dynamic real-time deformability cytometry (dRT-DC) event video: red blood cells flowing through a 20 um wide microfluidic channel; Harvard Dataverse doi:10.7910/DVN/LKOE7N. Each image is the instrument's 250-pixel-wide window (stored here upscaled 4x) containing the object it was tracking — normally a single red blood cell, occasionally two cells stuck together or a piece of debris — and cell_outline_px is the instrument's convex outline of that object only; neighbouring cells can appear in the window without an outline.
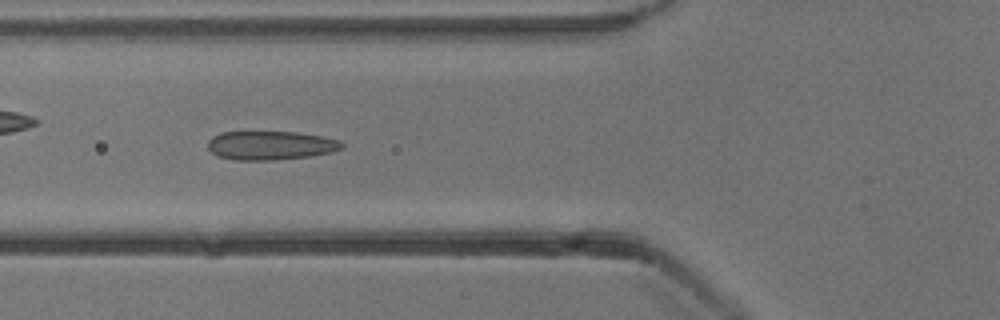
{"species": "common noctule bat (a hibernating species)", "species_latin": "Nyctalus noctula", "temperature_condition": "cold", "stored_images_in_passage": 52, "camera_frame_rate_fps": 3000, "um_per_image_px": 0.085, "animal": {"sex": "male", "body_mass_g": 13.3}, "frame": {"image": 1, "passage_image": 19, "time_ms": 6.0, "image_size_px": [1000, 320], "cell_outline_px": [[344, 148], [332, 152], [312, 156], [276, 160], [236, 160], [220, 156], [212, 152], [208, 148], [208, 140], [212, 136], [220, 132], [296, 132], [324, 136], [340, 140], [344, 144]], "centroid_in_image_um": [23.04, 12.36], "position_along_channel_um": 102.8, "area_um2": 22.72}}
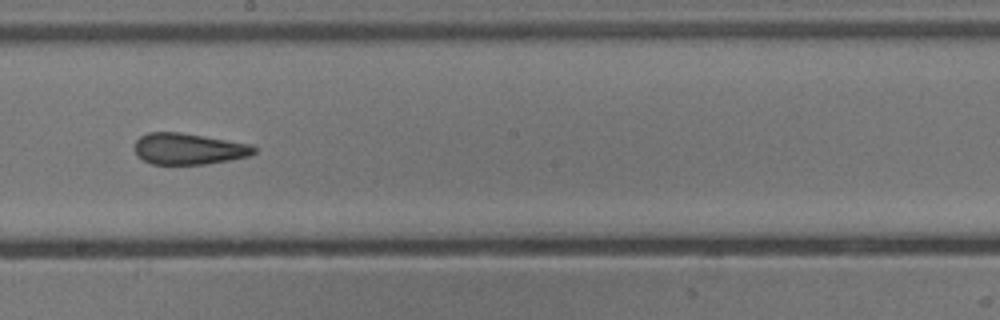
{"frame": {"image": 2, "passage_image": 29, "time_ms": 9.333, "image_size_px": [1000, 320], "cell_outline_px": [[256, 152], [248, 156], [228, 160], [204, 164], [152, 164], [136, 156], [136, 140], [140, 136], [148, 132], [180, 132], [252, 144], [256, 148]], "centroid_in_image_um": [16.03, 12.64], "position_along_channel_um": 232.2, "area_um2": 21.68}}
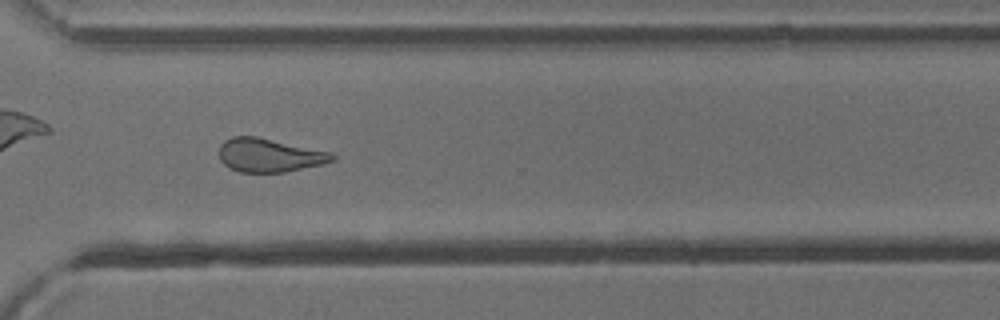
{"frame": {"image": 3, "passage_image": 38, "time_ms": 12.333, "image_size_px": [1000, 320], "cell_outline_px": [[336, 160], [324, 164], [284, 172], [240, 172], [228, 168], [220, 160], [220, 144], [224, 140], [232, 136], [256, 136], [332, 152], [336, 156]], "centroid_in_image_um": [22.91, 13.19], "position_along_channel_um": 347.7, "area_um2": 22.31}, "authors_computed_cell_mechanics": {"area_um2": 23.409, "velocity_mm_per_s": 3.8731, "shape_relaxation_time_tau1_ms": null, "shape_relaxation_time_tau2_ms": 3.0421, "deformation_change_tau1": null, "deformation_change_tau2": 0.1049}}